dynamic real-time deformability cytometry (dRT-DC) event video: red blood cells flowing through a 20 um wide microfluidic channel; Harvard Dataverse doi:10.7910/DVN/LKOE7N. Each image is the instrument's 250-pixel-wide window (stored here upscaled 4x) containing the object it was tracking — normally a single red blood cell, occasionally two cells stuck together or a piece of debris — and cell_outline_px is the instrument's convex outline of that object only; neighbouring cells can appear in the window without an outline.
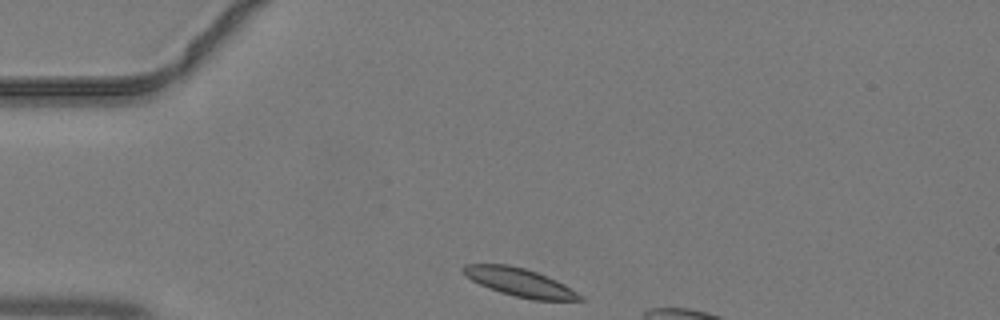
{"species": "common noctule bat (a hibernating species)", "species_latin": "Nyctalus noctula", "temperature_condition": "warm", "stored_images_in_passage": 27, "camera_frame_rate_fps": 3000, "um_per_image_px": 0.085, "animal": {"sex": "male", "body_mass_g": 19.2, "forearm_length_mm": 51.8}, "frame": {"image": 1, "passage_image": 1, "time_ms": 0.0, "image_size_px": [1000, 320], "cell_outline_px": [[584, 300], [532, 300], [500, 292], [488, 288], [464, 276], [460, 272], [460, 268], [464, 264], [508, 264], [524, 268], [536, 272], [556, 280], [564, 284], [584, 296]], "centroid_in_image_um": [44.13, 23.99], "position_along_channel_um": 40.9, "area_um2": 19.25}}
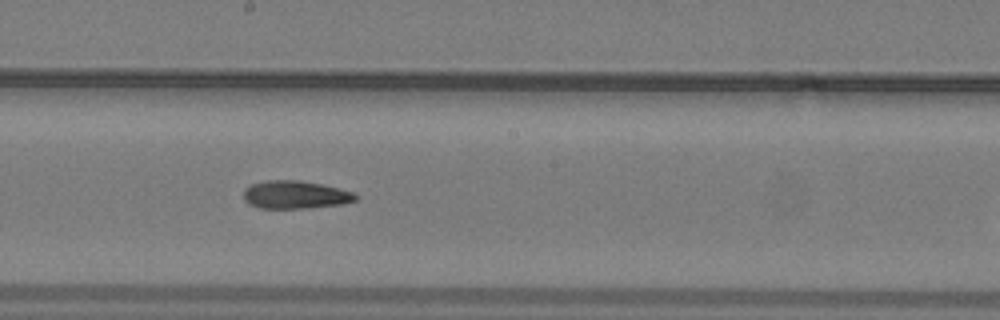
{"frame": {"image": 2, "passage_image": 15, "time_ms": 4.667, "image_size_px": [1000, 320], "cell_outline_px": [[356, 200], [344, 204], [308, 208], [260, 208], [248, 204], [244, 200], [244, 188], [252, 184], [268, 180], [296, 180], [320, 184], [352, 192], [356, 196]], "centroid_in_image_um": [25.05, 16.56], "position_along_channel_um": 223.1, "area_um2": 18.09}}
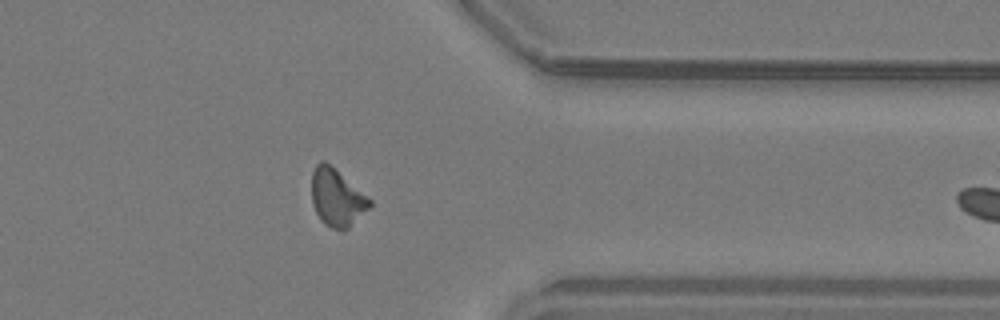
{"frame": {"image": 3, "passage_image": 26, "time_ms": 8.333, "image_size_px": [1000, 320], "cell_outline_px": [[372, 204], [348, 228], [332, 228], [324, 224], [320, 220], [312, 204], [312, 172], [316, 164], [320, 160], [324, 160], [372, 200]], "centroid_in_image_um": [28.6, 16.78], "position_along_channel_um": 382.8, "area_um2": 18.96}}